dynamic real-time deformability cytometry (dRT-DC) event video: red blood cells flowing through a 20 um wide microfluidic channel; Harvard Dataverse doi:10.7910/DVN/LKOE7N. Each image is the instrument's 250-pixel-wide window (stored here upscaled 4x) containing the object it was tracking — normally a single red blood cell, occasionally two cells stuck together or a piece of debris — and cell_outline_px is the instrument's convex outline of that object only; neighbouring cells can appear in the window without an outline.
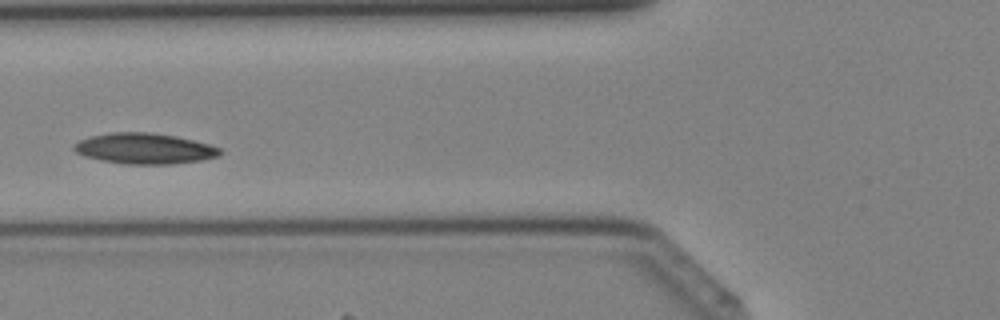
{"species": "Egyptian fruit bat (a non-hibernating species)", "species_latin": "Rousettus aegyptiacus", "temperature_condition": "cold", "stored_images_in_passage": 38, "camera_frame_rate_fps": 3000, "um_per_image_px": 0.085, "animal": {"sex": "female"}, "frame": {"image": 1, "passage_image": 13, "time_ms": 4.0, "image_size_px": [1000, 320], "cell_outline_px": [[224, 152], [220, 156], [200, 160], [172, 164], [124, 164], [100, 160], [84, 156], [76, 152], [72, 148], [72, 144], [88, 136], [112, 132], [148, 132], [176, 136], [208, 144], [220, 148]], "centroid_in_image_um": [12.25, 12.62], "position_along_channel_um": 113.5, "area_um2": 26.3}}
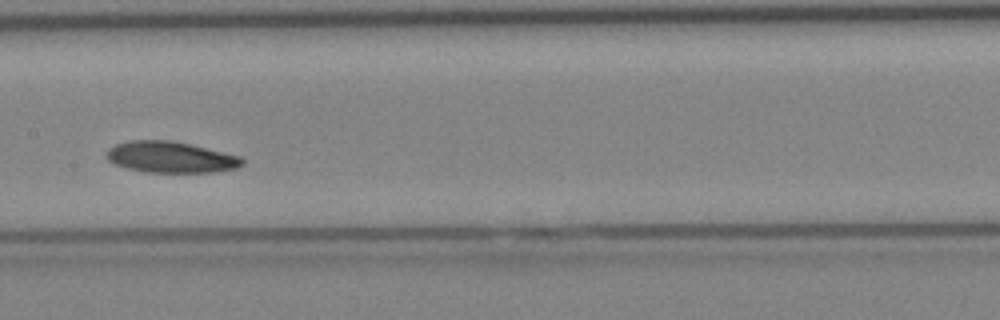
{"frame": {"image": 2, "passage_image": 18, "time_ms": 5.667, "image_size_px": [1000, 320], "cell_outline_px": [[244, 164], [236, 168], [216, 172], [144, 172], [112, 164], [104, 156], [108, 148], [116, 144], [132, 140], [172, 140], [240, 156], [244, 160]], "centroid_in_image_um": [14.47, 13.36], "position_along_channel_um": 192.9, "area_um2": 24.74}}
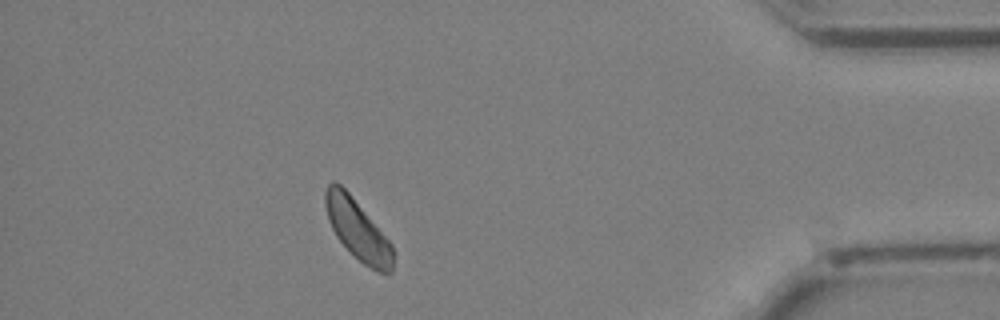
{"frame": {"image": 3, "passage_image": 34, "time_ms": 11.0, "image_size_px": [1000, 320], "cell_outline_px": [[396, 252], [392, 272], [376, 272], [364, 264], [336, 236], [328, 220], [324, 204], [324, 192], [328, 184], [332, 180], [340, 184], [348, 192], [392, 244]], "centroid_in_image_um": [30.41, 19.52], "position_along_channel_um": 404.8, "area_um2": 23.58}}